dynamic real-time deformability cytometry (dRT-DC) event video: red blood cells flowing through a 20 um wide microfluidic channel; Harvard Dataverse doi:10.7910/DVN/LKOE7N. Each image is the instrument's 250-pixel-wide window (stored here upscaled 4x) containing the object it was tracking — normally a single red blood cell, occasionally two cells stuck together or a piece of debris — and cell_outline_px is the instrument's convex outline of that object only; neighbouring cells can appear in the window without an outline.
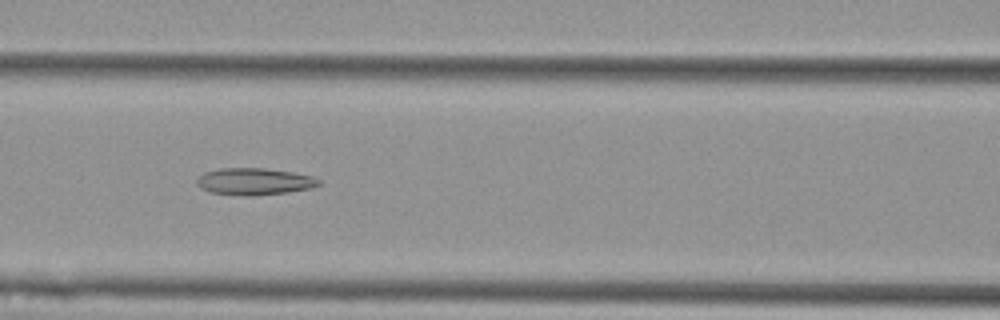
{"species": "Egyptian fruit bat (a non-hibernating species)", "species_latin": "Rousettus aegyptiacus", "temperature_condition": "cold", "stored_images_in_passage": 6, "camera_frame_rate_fps": 3000, "um_per_image_px": 0.085, "animal": {"sex": "female"}, "frame": {"image": 1, "passage_image": 5, "time_ms": 1.333, "image_size_px": [1000, 320], "cell_outline_px": [[320, 184], [312, 188], [288, 192], [252, 196], [248, 196], [212, 192], [200, 188], [196, 184], [196, 180], [204, 172], [220, 168], [264, 168], [292, 172], [312, 176], [320, 180]], "centroid_in_image_um": [21.62, 15.42], "position_along_channel_um": 145.0, "area_um2": 19.07}}
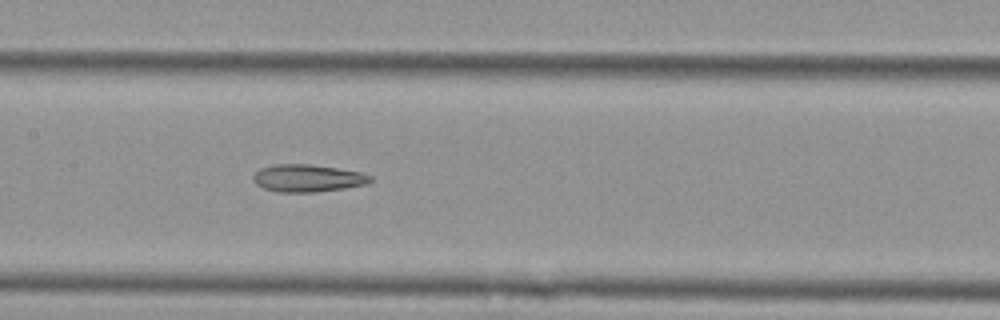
{"frame": {"image": 2, "passage_image": 6, "time_ms": 1.667, "image_size_px": [1000, 320], "cell_outline_px": [[372, 180], [368, 184], [344, 188], [316, 192], [276, 192], [264, 188], [256, 184], [252, 180], [252, 176], [260, 168], [276, 164], [312, 164], [360, 172], [372, 176]], "centroid_in_image_um": [26.14, 15.14], "position_along_channel_um": 181.3, "area_um2": 18.79}}